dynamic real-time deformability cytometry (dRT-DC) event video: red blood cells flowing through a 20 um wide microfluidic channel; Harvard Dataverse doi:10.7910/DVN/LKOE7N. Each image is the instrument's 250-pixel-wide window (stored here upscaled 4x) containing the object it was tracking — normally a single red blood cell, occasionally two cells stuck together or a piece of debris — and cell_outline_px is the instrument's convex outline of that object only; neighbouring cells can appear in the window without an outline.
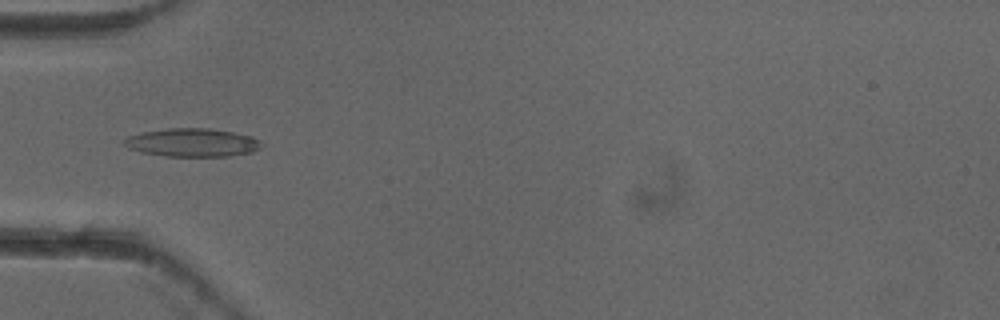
{"species": "common noctule bat (a hibernating species)", "species_latin": "Nyctalus noctula", "temperature_condition": "cold", "stored_images_in_passage": 8, "camera_frame_rate_fps": 3000, "um_per_image_px": 0.085, "animal": {"sex": "female"}, "frame": {"image": 1, "passage_image": 5, "time_ms": 1.333, "image_size_px": [1000, 320], "cell_outline_px": [[260, 148], [252, 152], [228, 156], [164, 156], [140, 152], [128, 148], [120, 140], [128, 136], [140, 132], [168, 128], [208, 128], [232, 132], [252, 136], [260, 140]], "centroid_in_image_um": [16.29, 12.11], "position_along_channel_um": 68.7, "area_um2": 22.77}}
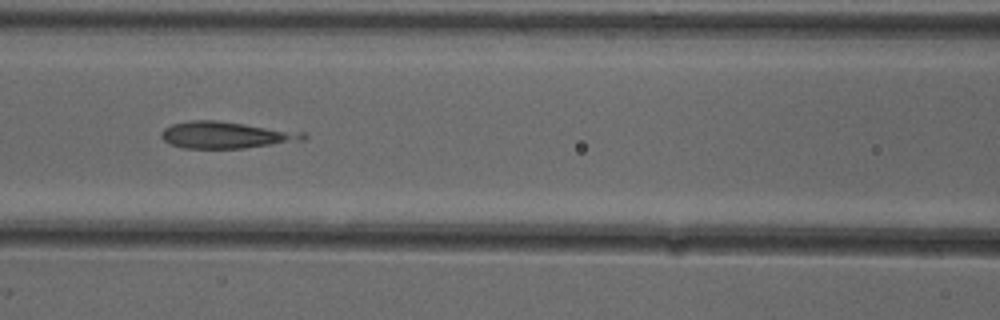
{"frame": {"image": 2, "passage_image": 7, "time_ms": 2.0, "image_size_px": [1000, 320], "cell_outline_px": [[308, 136], [304, 140], [244, 148], [184, 148], [172, 144], [164, 140], [160, 136], [160, 132], [164, 128], [172, 124], [192, 120], [216, 120], [308, 132]], "centroid_in_image_um": [19.25, 11.46], "position_along_channel_um": 147.3, "area_um2": 22.2}}
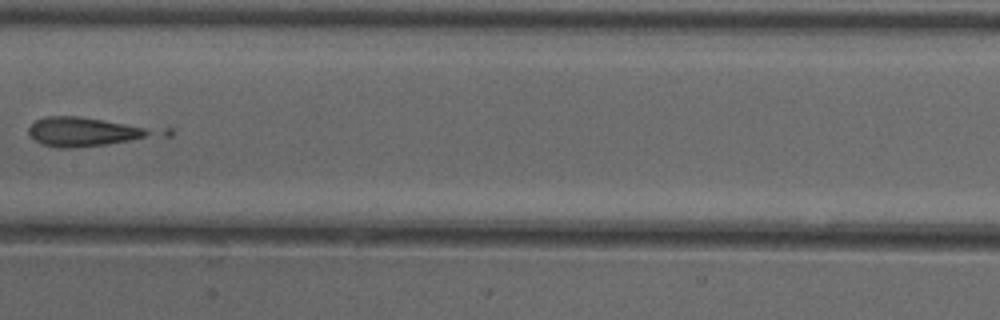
{"frame": {"image": 3, "passage_image": 8, "time_ms": 2.333, "image_size_px": [1000, 320], "cell_outline_px": [[172, 136], [76, 148], [60, 148], [44, 144], [36, 140], [28, 132], [28, 128], [36, 120], [48, 116], [80, 116], [172, 128]], "centroid_in_image_um": [7.74, 11.19], "position_along_channel_um": 199.7, "area_um2": 23.24}}